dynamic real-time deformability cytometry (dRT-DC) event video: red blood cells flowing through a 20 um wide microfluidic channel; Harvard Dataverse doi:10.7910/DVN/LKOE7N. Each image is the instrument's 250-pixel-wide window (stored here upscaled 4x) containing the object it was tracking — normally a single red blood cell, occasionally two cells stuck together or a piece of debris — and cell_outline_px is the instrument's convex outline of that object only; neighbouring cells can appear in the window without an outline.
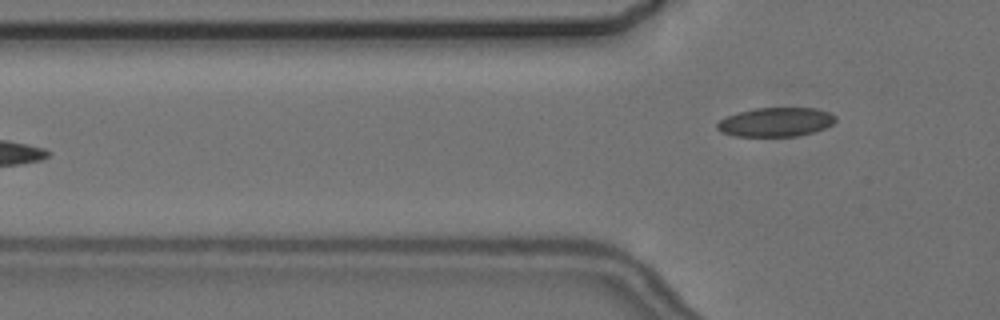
{"species": "common noctule bat (a hibernating species)", "species_latin": "Nyctalus noctula", "temperature_condition": "cold", "stored_images_in_passage": 5, "camera_frame_rate_fps": 3000, "um_per_image_px": 0.085, "animal": {"sex": "female", "body_mass_g": 24.6, "forearm_length_mm": 56.2}, "frame": {"image": 1, "passage_image": 5, "time_ms": 4.667, "image_size_px": [1000, 320], "cell_outline_px": [[836, 120], [832, 124], [824, 128], [812, 132], [796, 136], [732, 136], [720, 132], [716, 128], [716, 124], [720, 120], [728, 116], [740, 112], [756, 108], [816, 108], [828, 112], [836, 116]], "centroid_in_image_um": [65.92, 10.38], "position_along_channel_um": 59.9, "area_um2": 19.94}}